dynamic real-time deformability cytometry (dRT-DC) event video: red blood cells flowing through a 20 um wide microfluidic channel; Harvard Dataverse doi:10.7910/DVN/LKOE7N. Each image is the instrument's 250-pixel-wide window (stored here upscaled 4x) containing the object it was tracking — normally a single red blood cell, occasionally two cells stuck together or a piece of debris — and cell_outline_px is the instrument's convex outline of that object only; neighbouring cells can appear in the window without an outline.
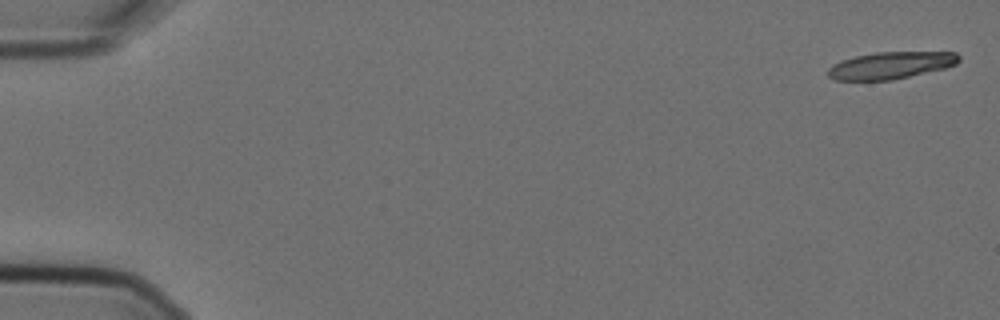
{"species": "Egyptian fruit bat (a non-hibernating species)", "species_latin": "Rousettus aegyptiacus", "temperature_condition": "cold", "stored_images_in_passage": 3, "camera_frame_rate_fps": 3000, "um_per_image_px": 0.085, "animal": {"sex": "female"}, "frame": {"image": 1, "passage_image": 1, "time_ms": 0.0, "image_size_px": [1000, 320], "cell_outline_px": [[960, 60], [956, 64], [944, 68], [892, 80], [836, 80], [828, 76], [828, 68], [832, 64], [840, 60], [856, 56], [876, 52], [956, 52], [960, 56]], "centroid_in_image_um": [75.7, 5.55], "position_along_channel_um": 9.3, "area_um2": 20.58}}